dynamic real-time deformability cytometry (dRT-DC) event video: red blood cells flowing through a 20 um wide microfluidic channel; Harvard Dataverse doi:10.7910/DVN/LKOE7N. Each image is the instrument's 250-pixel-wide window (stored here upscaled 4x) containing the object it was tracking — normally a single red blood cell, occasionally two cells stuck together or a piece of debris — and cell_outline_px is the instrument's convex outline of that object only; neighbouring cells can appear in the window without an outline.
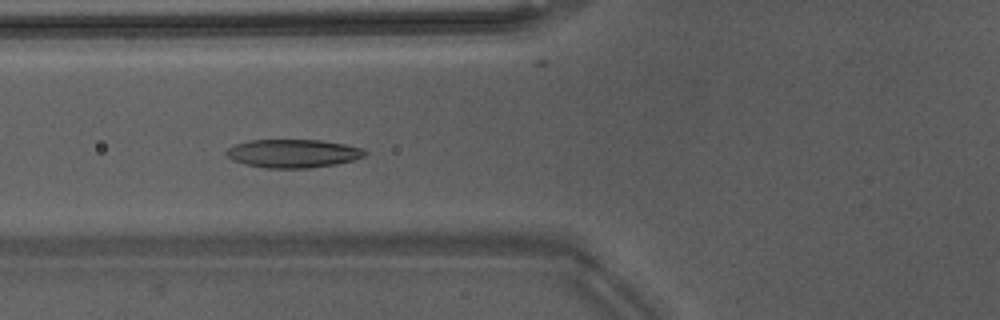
{"species": "Egyptian fruit bat (a non-hibernating species)", "species_latin": "Rousettus aegyptiacus", "temperature_condition": "warm", "stored_images_in_passage": 31, "camera_frame_rate_fps": 3000, "um_per_image_px": 0.085, "animal": {"sex": "male"}, "frame": {"image": 1, "passage_image": 2, "time_ms": 0.333, "image_size_px": [1000, 320], "cell_outline_px": [[368, 152], [364, 156], [352, 160], [336, 164], [308, 168], [264, 168], [232, 160], [224, 156], [224, 152], [228, 148], [236, 144], [248, 140], [320, 140], [344, 144], [364, 148]], "centroid_in_image_um": [24.89, 13.04], "position_along_channel_um": 100.9, "area_um2": 22.95}}
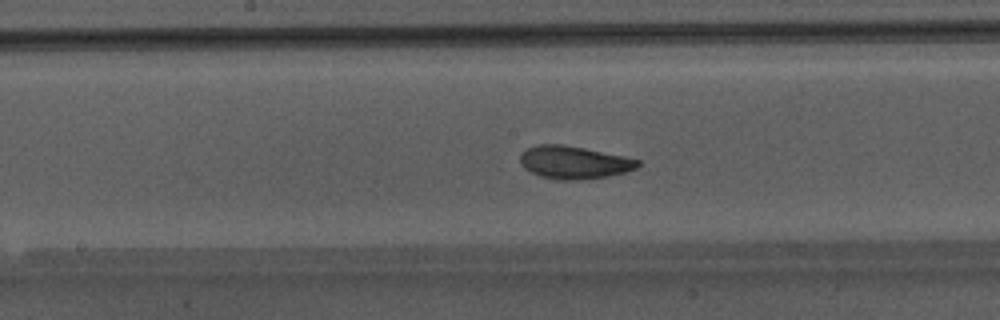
{"frame": {"image": 2, "passage_image": 9, "time_ms": 2.667, "image_size_px": [1000, 320], "cell_outline_px": [[640, 164], [636, 168], [624, 172], [608, 176], [580, 180], [564, 180], [540, 176], [524, 168], [520, 164], [520, 152], [528, 148], [540, 144], [560, 144], [584, 148], [624, 156], [640, 160]], "centroid_in_image_um": [48.77, 13.8], "position_along_channel_um": 199.4, "area_um2": 22.37}}
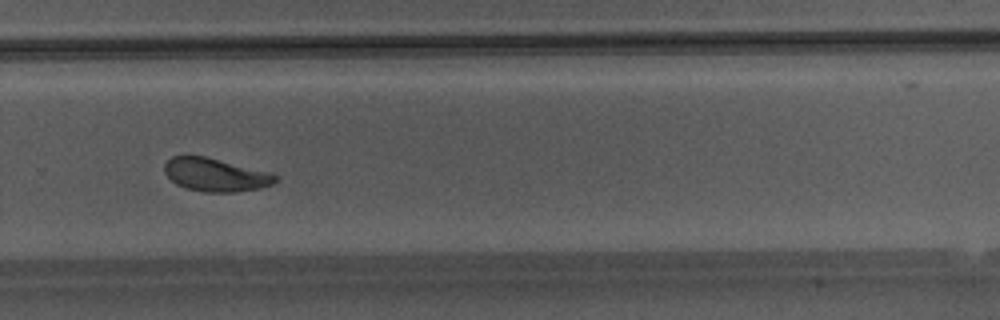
{"frame": {"image": 3, "passage_image": 17, "time_ms": 5.333, "image_size_px": [1000, 320], "cell_outline_px": [[276, 180], [272, 184], [260, 188], [236, 192], [204, 192], [188, 188], [176, 184], [164, 172], [164, 164], [172, 156], [204, 156], [272, 172], [276, 176]], "centroid_in_image_um": [18.32, 14.85], "position_along_channel_um": 311.5, "area_um2": 21.33}, "authors_computed_cell_mechanics": {"area_um2": 21.8484, "velocity_mm_per_s": 4.2135, "shape_relaxation_time_tau1_ms": 2.0161, "shape_relaxation_time_tau2_ms": 3.6852, "deformation_change_tau1": 0.1026, "deformation_change_tau2": 0.0825}}